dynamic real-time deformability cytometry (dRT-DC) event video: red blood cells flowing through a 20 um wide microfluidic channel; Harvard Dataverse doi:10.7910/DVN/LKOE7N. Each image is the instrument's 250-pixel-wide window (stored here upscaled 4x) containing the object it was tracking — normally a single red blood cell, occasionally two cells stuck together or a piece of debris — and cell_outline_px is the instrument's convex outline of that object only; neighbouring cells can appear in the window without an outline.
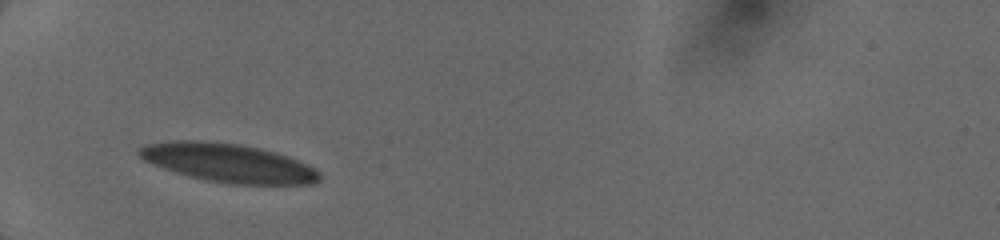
{"species": "human", "species_latin": "Homo sapiens", "temperature_condition": "cold", "stored_images_in_passage": 2, "camera_frame_rate_fps": 3000, "um_per_image_px": 0.085, "donor": {"sex": "female"}, "frame": {"image": 1, "passage_image": 1, "time_ms": 0.0, "image_size_px": [1000, 240], "cell_outline_px": [[320, 180], [312, 184], [232, 184], [208, 180], [176, 172], [152, 164], [144, 160], [136, 152], [136, 148], [148, 144], [172, 140], [200, 140], [240, 144], [260, 148], [276, 152], [288, 156], [308, 164], [316, 168], [320, 172]], "centroid_in_image_um": [19.42, 13.83], "position_along_channel_um": 65.6, "area_um2": 40.58}}